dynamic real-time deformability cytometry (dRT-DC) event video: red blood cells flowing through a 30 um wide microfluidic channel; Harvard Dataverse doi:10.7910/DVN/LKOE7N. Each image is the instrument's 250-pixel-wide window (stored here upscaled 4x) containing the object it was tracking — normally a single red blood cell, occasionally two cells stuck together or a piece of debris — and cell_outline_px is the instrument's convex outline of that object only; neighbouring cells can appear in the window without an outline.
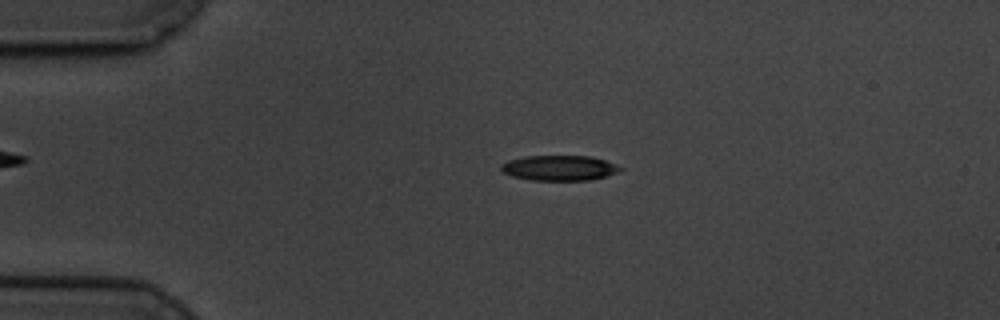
{"species": "common noctule bat (a hibernating species)", "species_latin": "Nyctalus noctula", "temperature_condition": "cold", "stored_images_in_passage": 61, "camera_frame_rate_fps": 3000, "um_per_image_px": 0.085, "animal": {"sex": "male", "body_mass_g": 19.5, "forearm_length_mm": 54.6}, "frame": {"image": 1, "passage_image": 14, "time_ms": 4.333, "image_size_px": [1000, 320], "cell_outline_px": [[624, 168], [620, 172], [592, 180], [532, 180], [512, 176], [500, 172], [500, 164], [508, 160], [524, 156], [588, 156], [604, 160]], "centroid_in_image_um": [47.51, 14.28], "position_along_channel_um": 37.5, "area_um2": 17.63}}
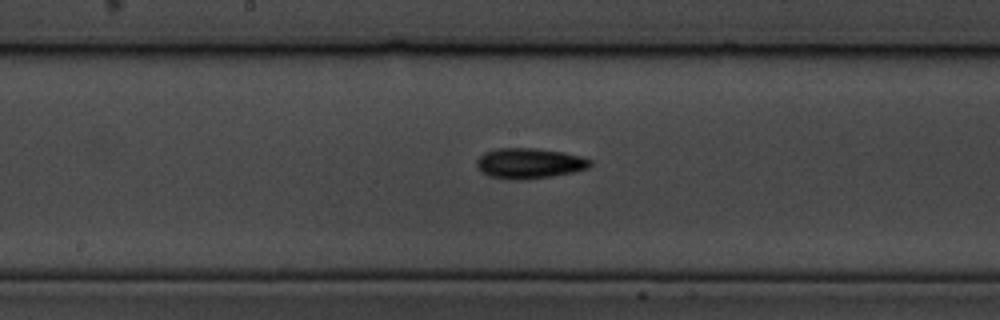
{"frame": {"image": 2, "passage_image": 32, "time_ms": 10.333, "image_size_px": [1000, 320], "cell_outline_px": [[592, 164], [588, 168], [572, 172], [552, 176], [520, 180], [488, 176], [480, 172], [476, 168], [476, 160], [484, 152], [496, 148], [536, 148], [564, 152], [580, 156], [592, 160]], "centroid_in_image_um": [44.96, 13.87], "position_along_channel_um": 203.2, "area_um2": 20.23}}
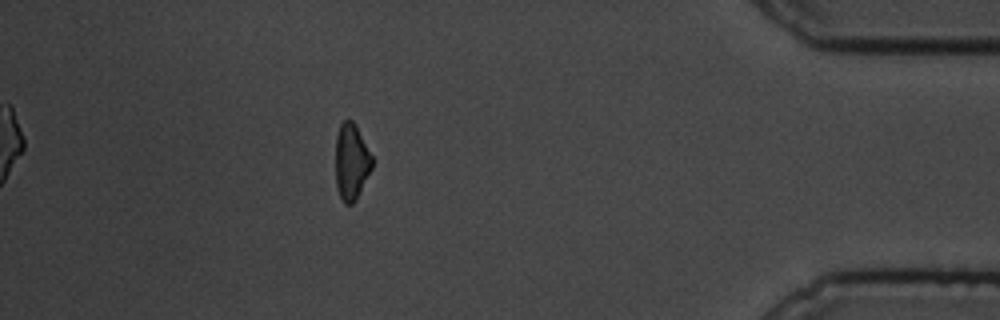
{"frame": {"image": 3, "passage_image": 54, "time_ms": 17.667, "image_size_px": [1000, 320], "cell_outline_px": [[372, 168], [356, 200], [352, 204], [344, 204], [336, 188], [336, 136], [340, 124], [344, 120], [352, 120], [356, 124], [372, 156]], "centroid_in_image_um": [29.86, 13.75], "position_along_channel_um": 405.3, "area_um2": 16.3}, "authors_computed_cell_mechanics": {"area_um2": 17.5134, "velocity_mm_per_s": 3.3588, "shape_relaxation_time_tau1_ms": 5.2611, "shape_relaxation_time_tau2_ms": null, "deformation_change_tau1": 0.1485, "deformation_change_tau2": null}}